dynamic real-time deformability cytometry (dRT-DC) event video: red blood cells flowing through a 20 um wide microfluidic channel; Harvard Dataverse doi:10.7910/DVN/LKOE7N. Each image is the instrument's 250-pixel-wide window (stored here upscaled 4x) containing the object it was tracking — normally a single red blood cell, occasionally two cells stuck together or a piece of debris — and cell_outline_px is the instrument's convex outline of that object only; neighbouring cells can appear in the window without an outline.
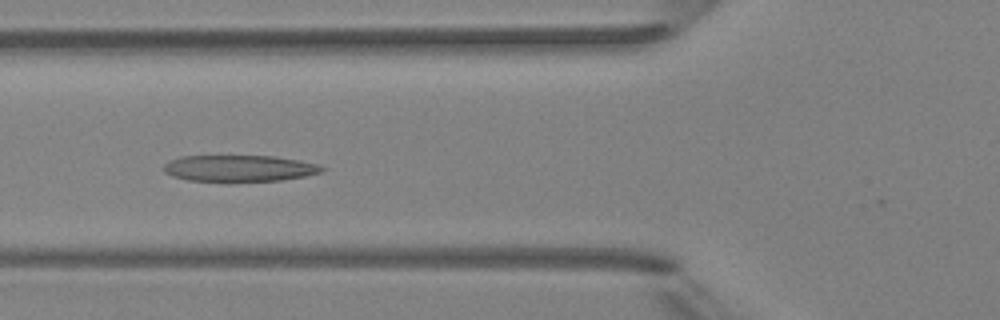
{"species": "Egyptian fruit bat (a non-hibernating species)", "species_latin": "Rousettus aegyptiacus", "temperature_condition": "room temperature", "stored_images_in_passage": 7, "camera_frame_rate_fps": 3000, "um_per_image_px": 0.085, "animal": {"sex": "female"}, "frame": {"image": 1, "passage_image": 5, "time_ms": 4.667, "image_size_px": [1000, 320], "cell_outline_px": [[324, 172], [304, 176], [280, 180], [188, 180], [172, 176], [164, 172], [164, 164], [180, 156], [272, 156], [320, 164], [324, 168]], "centroid_in_image_um": [20.35, 14.29], "position_along_channel_um": 105.4, "area_um2": 23.81}}
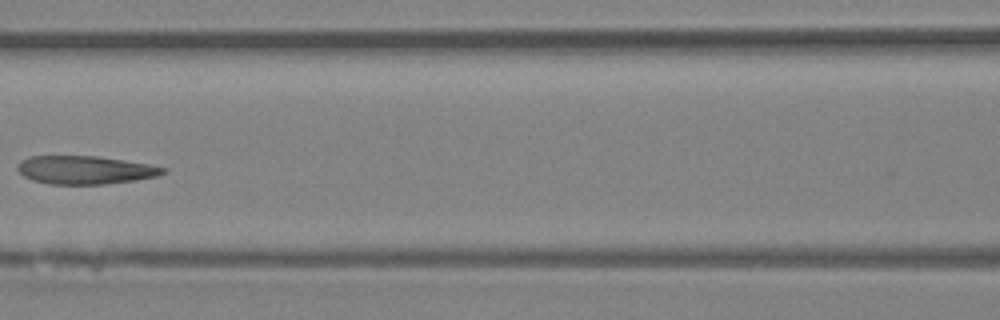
{"frame": {"image": 2, "passage_image": 6, "time_ms": 6.0, "image_size_px": [1000, 320], "cell_outline_px": [[168, 168], [164, 172], [156, 176], [136, 180], [104, 184], [48, 184], [32, 180], [24, 176], [16, 168], [16, 164], [20, 160], [28, 156], [96, 156], [148, 164]], "centroid_in_image_um": [7.18, 14.44], "position_along_channel_um": 159.4, "area_um2": 23.93}}
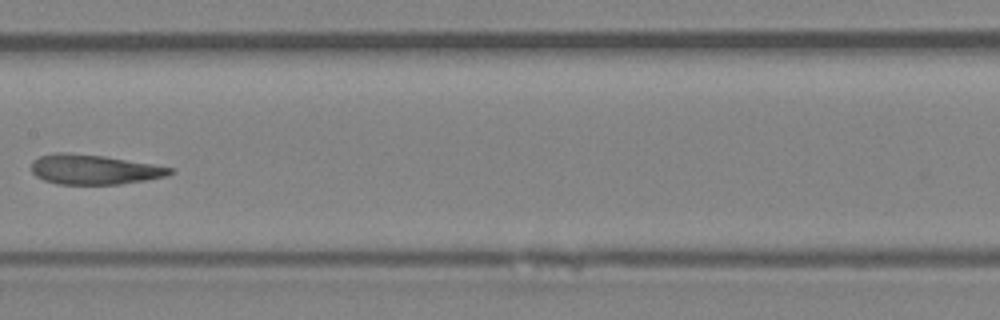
{"frame": {"image": 3, "passage_image": 7, "time_ms": 7.0, "image_size_px": [1000, 320], "cell_outline_px": [[172, 172], [168, 176], [120, 184], [56, 184], [44, 180], [36, 176], [32, 172], [32, 160], [40, 156], [56, 152], [68, 152], [104, 156], [152, 164], [172, 168]], "centroid_in_image_um": [7.95, 14.4], "position_along_channel_um": 199.4, "area_um2": 23.99}}